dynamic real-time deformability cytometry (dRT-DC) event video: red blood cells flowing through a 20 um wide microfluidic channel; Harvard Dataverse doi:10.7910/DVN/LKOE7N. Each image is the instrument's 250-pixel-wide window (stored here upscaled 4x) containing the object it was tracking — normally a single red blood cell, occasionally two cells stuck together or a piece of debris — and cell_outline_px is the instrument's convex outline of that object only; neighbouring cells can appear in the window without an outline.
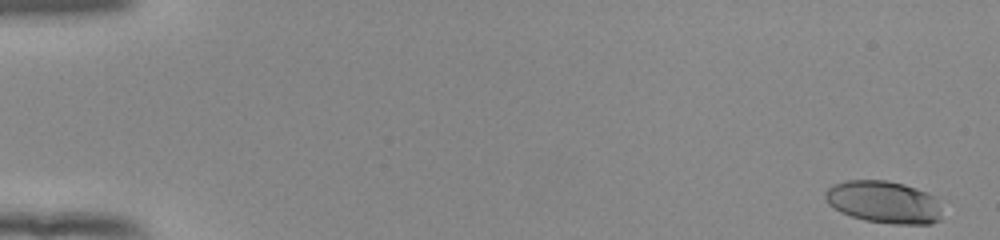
{"species": "human", "species_latin": "Homo sapiens", "temperature_condition": "room temperature", "stored_images_in_passage": 53, "camera_frame_rate_fps": 3000, "um_per_image_px": 0.085, "donor": {"sex": "female"}, "frame": {"image": 1, "passage_image": 1, "time_ms": 0.0, "image_size_px": [1000, 240], "cell_outline_px": [[940, 220], [932, 224], [892, 224], [864, 220], [840, 212], [828, 204], [824, 196], [824, 192], [832, 184], [848, 180], [888, 180], [904, 184], [928, 192], [932, 196], [940, 208]], "centroid_in_image_um": [75.09, 17.17], "position_along_channel_um": 9.9, "area_um2": 28.9}}
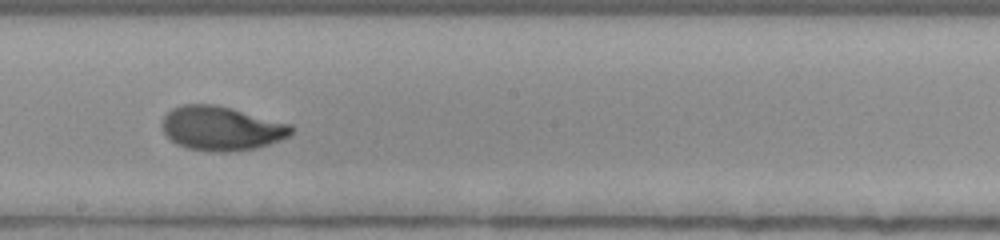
{"frame": {"image": 2, "passage_image": 31, "time_ms": 10.0, "image_size_px": [1000, 240], "cell_outline_px": [[292, 132], [288, 136], [280, 140], [256, 148], [224, 152], [216, 152], [188, 148], [176, 144], [164, 132], [160, 124], [164, 116], [172, 108], [184, 104], [212, 104], [232, 108], [292, 124]], "centroid_in_image_um": [18.8, 10.9], "position_along_channel_um": 229.4, "area_um2": 33.18}}
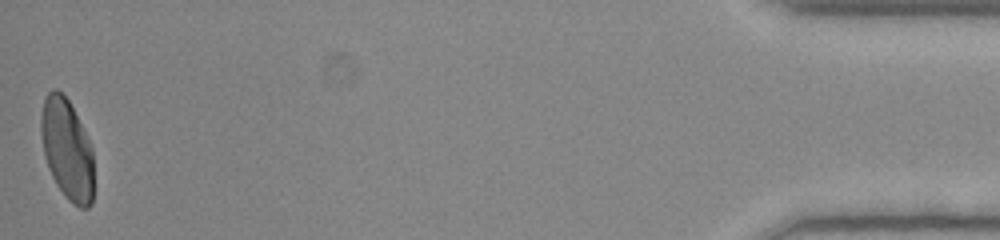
{"frame": {"image": 3, "passage_image": 53, "time_ms": 17.333, "image_size_px": [1000, 240], "cell_outline_px": [[92, 204], [88, 208], [80, 208], [72, 204], [68, 200], [56, 184], [48, 168], [44, 156], [40, 132], [40, 116], [44, 96], [52, 88], [56, 88], [68, 100], [92, 148]], "centroid_in_image_um": [5.65, 12.7], "position_along_channel_um": 429.5, "area_um2": 30.81}, "authors_computed_cell_mechanics": {"area_um2": 31.501, "velocity_mm_per_s": 3.9122, "shape_relaxation_time_tau1_ms": 4.3598, "shape_relaxation_time_tau2_ms": 0.9358, "deformation_change_tau1": 0.1859, "deformation_change_tau2": 0.0515}}